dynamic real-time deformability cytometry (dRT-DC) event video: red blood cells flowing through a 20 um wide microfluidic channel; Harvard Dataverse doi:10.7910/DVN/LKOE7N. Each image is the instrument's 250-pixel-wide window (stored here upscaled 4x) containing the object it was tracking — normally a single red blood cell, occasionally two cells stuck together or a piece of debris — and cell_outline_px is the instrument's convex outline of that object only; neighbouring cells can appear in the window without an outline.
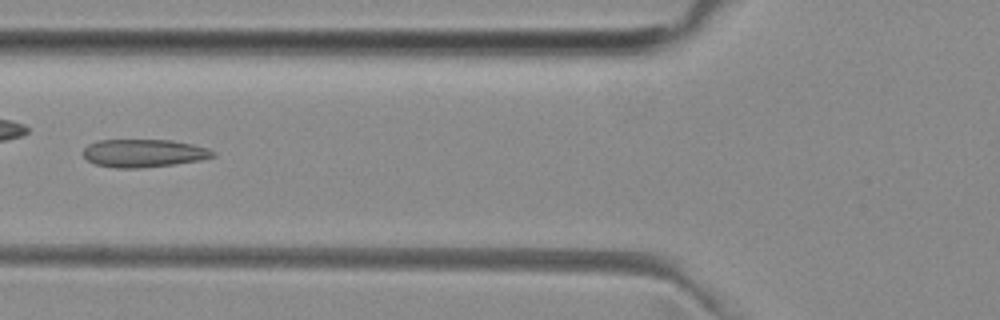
{"species": "common noctule bat (a hibernating species)", "species_latin": "Nyctalus noctula", "temperature_condition": "room temperature", "stored_images_in_passage": 31, "camera_frame_rate_fps": 3000, "um_per_image_px": 0.085, "animal": {"sex": "female", "body_mass_g": 29.2, "forearm_length_mm": 56.3}, "frame": {"image": 1, "passage_image": 7, "time_ms": 2.0, "image_size_px": [1000, 320], "cell_outline_px": [[216, 156], [200, 160], [176, 164], [140, 168], [112, 168], [96, 164], [88, 160], [84, 156], [84, 148], [88, 144], [100, 140], [172, 140], [192, 144], [208, 148], [216, 152]], "centroid_in_image_um": [12.24, 13.02], "position_along_channel_um": 113.6, "area_um2": 21.21}}
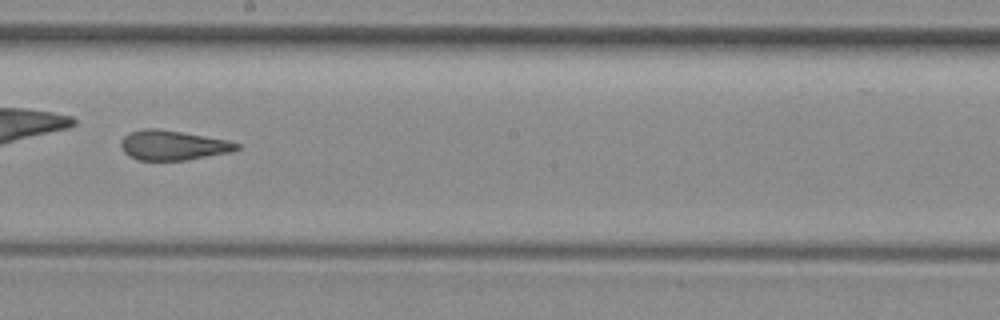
{"frame": {"image": 2, "passage_image": 16, "time_ms": 5.0, "image_size_px": [1000, 320], "cell_outline_px": [[240, 148], [232, 152], [188, 160], [136, 160], [128, 156], [124, 152], [120, 144], [124, 136], [132, 132], [144, 128], [156, 128], [228, 140], [240, 144]], "centroid_in_image_um": [14.71, 12.36], "position_along_channel_um": 233.5, "area_um2": 20.06}}
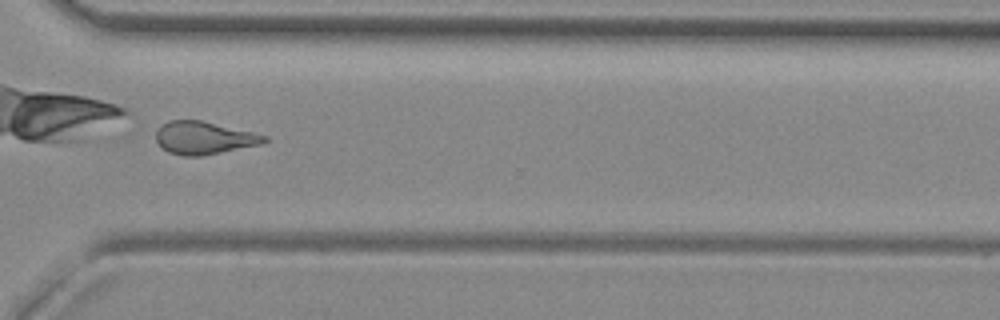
{"frame": {"image": 3, "passage_image": 25, "time_ms": 8.0, "image_size_px": [1000, 320], "cell_outline_px": [[268, 140], [260, 144], [200, 156], [184, 156], [168, 152], [156, 140], [156, 128], [168, 120], [200, 120], [252, 132], [268, 136]], "centroid_in_image_um": [17.3, 11.71], "position_along_channel_um": 353.3, "area_um2": 20.4}, "authors_computed_cell_mechanics": {"area_um2": 20.6346, "velocity_mm_per_s": 4.0081, "shape_relaxation_time_tau1_ms": null, "shape_relaxation_time_tau2_ms": 2.083, "deformation_change_tau1": null, "deformation_change_tau2": 0.1156}}